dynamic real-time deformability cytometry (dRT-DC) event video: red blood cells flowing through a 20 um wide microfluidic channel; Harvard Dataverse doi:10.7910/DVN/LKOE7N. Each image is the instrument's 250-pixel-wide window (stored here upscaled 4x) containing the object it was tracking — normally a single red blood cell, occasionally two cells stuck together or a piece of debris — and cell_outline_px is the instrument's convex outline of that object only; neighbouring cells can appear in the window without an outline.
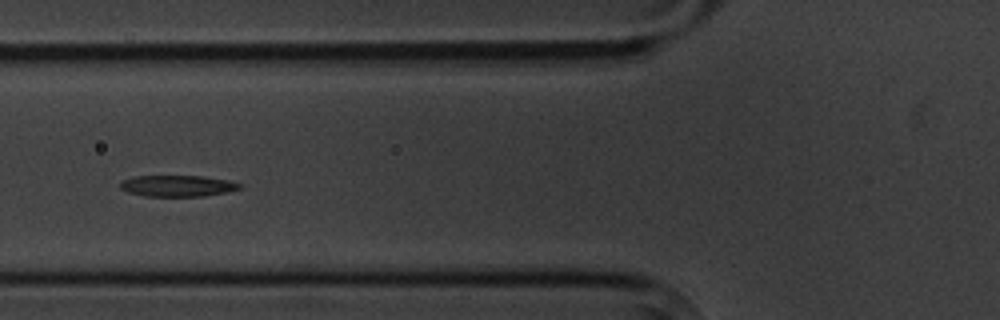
{"species": "common noctule bat (a hibernating species)", "species_latin": "Nyctalus noctula", "temperature_condition": "cold", "stored_images_in_passage": 10, "camera_frame_rate_fps": 3000, "um_per_image_px": 0.085, "animal": {"sex": "male", "body_mass_g": 20.1, "forearm_length_mm": 53.5}, "frame": {"image": 1, "passage_image": 7, "time_ms": 7.0, "image_size_px": [1000, 320], "cell_outline_px": [[244, 184], [240, 188], [228, 192], [204, 196], [144, 196], [128, 192], [120, 188], [120, 180], [132, 176], [204, 176], [228, 180]], "centroid_in_image_um": [15.09, 15.79], "position_along_channel_um": 110.7, "area_um2": 14.97}}
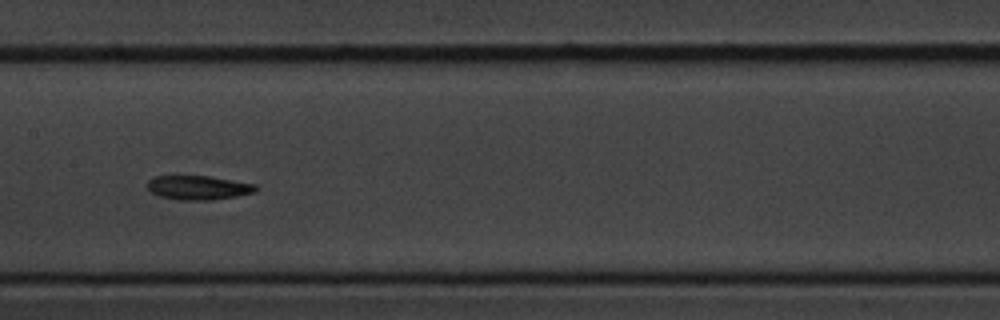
{"frame": {"image": 2, "passage_image": 9, "time_ms": 9.333, "image_size_px": [1000, 320], "cell_outline_px": [[260, 188], [256, 192], [236, 196], [212, 200], [176, 200], [160, 196], [152, 192], [148, 188], [148, 180], [152, 176], [208, 176], [256, 184]], "centroid_in_image_um": [16.88, 15.95], "position_along_channel_um": 190.5, "area_um2": 15.32}}
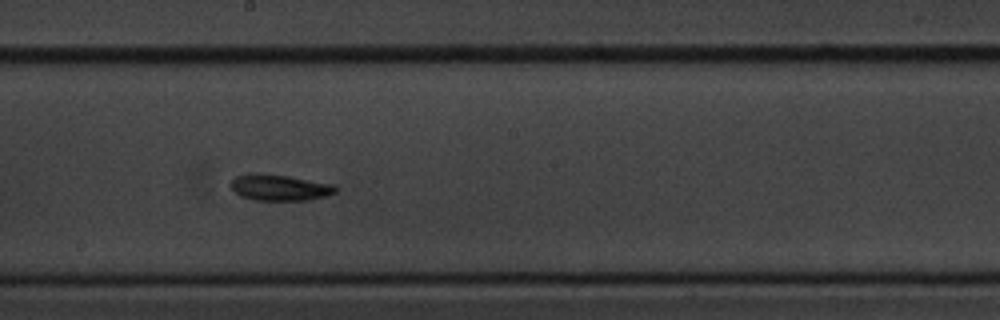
{"frame": {"image": 3, "passage_image": 10, "time_ms": 10.333, "image_size_px": [1000, 320], "cell_outline_px": [[340, 188], [336, 192], [328, 196], [312, 200], [252, 200], [240, 196], [228, 184], [236, 176], [248, 172], [260, 172], [288, 176], [336, 184]], "centroid_in_image_um": [23.8, 15.93], "position_along_channel_um": 224.4, "area_um2": 16.53}}